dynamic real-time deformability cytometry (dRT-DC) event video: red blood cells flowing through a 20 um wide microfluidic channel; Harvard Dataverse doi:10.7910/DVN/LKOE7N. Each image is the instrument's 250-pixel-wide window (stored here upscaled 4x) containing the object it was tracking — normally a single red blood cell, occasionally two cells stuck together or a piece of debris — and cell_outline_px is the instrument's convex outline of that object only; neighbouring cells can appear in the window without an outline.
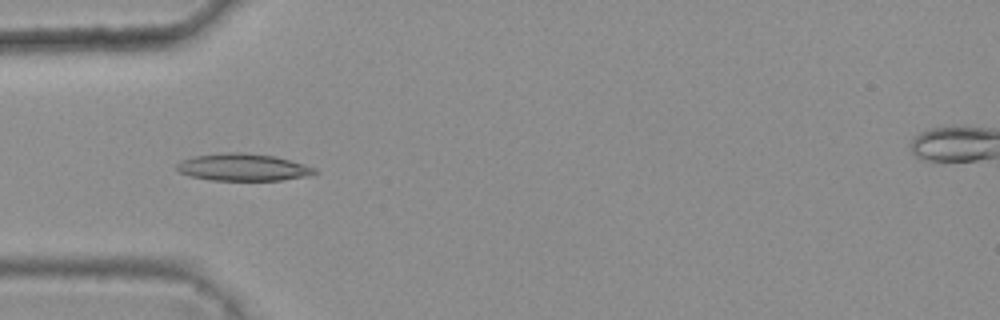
{"species": "common noctule bat (a hibernating species)", "species_latin": "Nyctalus noctula", "temperature_condition": "warm", "stored_images_in_passage": 45, "camera_frame_rate_fps": 3000, "um_per_image_px": 0.085, "animal": {"sex": "female", "body_mass_g": 25.1}, "frame": {"image": 1, "passage_image": 16, "time_ms": 5.0, "image_size_px": [1000, 320], "cell_outline_px": [[320, 172], [312, 176], [280, 180], [212, 180], [192, 176], [180, 172], [176, 168], [176, 164], [180, 160], [192, 156], [228, 152], [240, 152], [276, 156], [304, 164], [316, 168]], "centroid_in_image_um": [20.7, 14.21], "position_along_channel_um": 64.3, "area_um2": 22.02}}
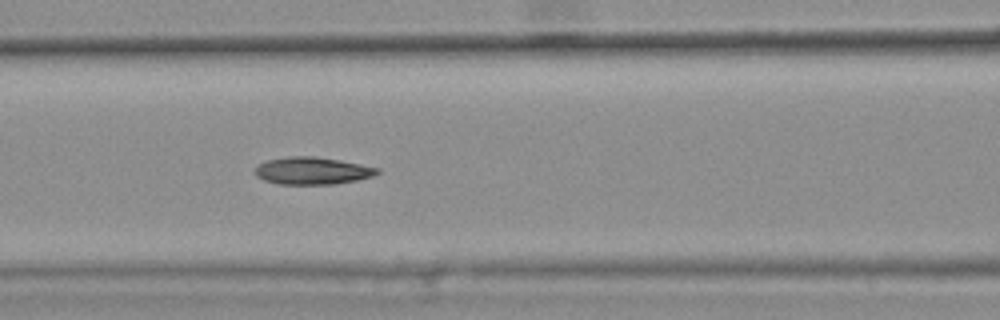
{"frame": {"image": 2, "passage_image": 22, "time_ms": 7.0, "image_size_px": [1000, 320], "cell_outline_px": [[380, 172], [372, 176], [356, 180], [332, 184], [276, 184], [264, 180], [256, 176], [252, 172], [256, 164], [268, 160], [288, 156], [316, 156], [340, 160], [380, 168]], "centroid_in_image_um": [26.48, 14.51], "position_along_channel_um": 140.1, "area_um2": 19.65}}
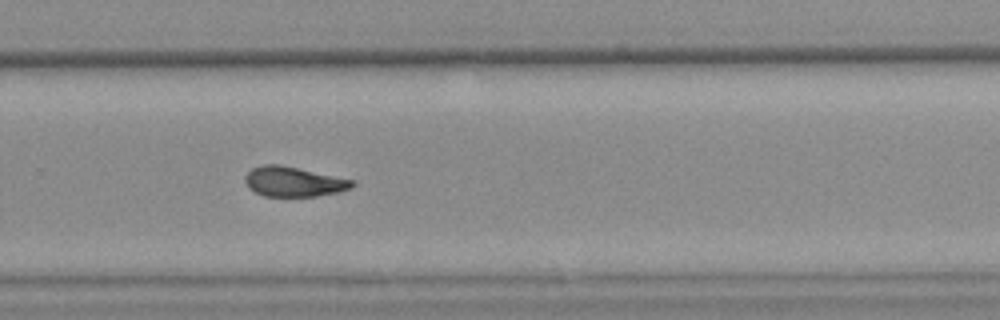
{"frame": {"image": 3, "passage_image": 35, "time_ms": 11.333, "image_size_px": [1000, 320], "cell_outline_px": [[356, 184], [352, 188], [340, 192], [316, 196], [264, 196], [256, 192], [244, 180], [244, 176], [252, 168], [264, 164], [280, 164], [356, 180]], "centroid_in_image_um": [25.03, 15.43], "position_along_channel_um": 304.8, "area_um2": 18.73}, "authors_computed_cell_mechanics": {"area_um2": 19.363, "velocity_mm_per_s": 3.8126, "shape_relaxation_time_tau1_ms": null, "shape_relaxation_time_tau2_ms": 2.8257, "deformation_change_tau1": null, "deformation_change_tau2": 0.0874}}